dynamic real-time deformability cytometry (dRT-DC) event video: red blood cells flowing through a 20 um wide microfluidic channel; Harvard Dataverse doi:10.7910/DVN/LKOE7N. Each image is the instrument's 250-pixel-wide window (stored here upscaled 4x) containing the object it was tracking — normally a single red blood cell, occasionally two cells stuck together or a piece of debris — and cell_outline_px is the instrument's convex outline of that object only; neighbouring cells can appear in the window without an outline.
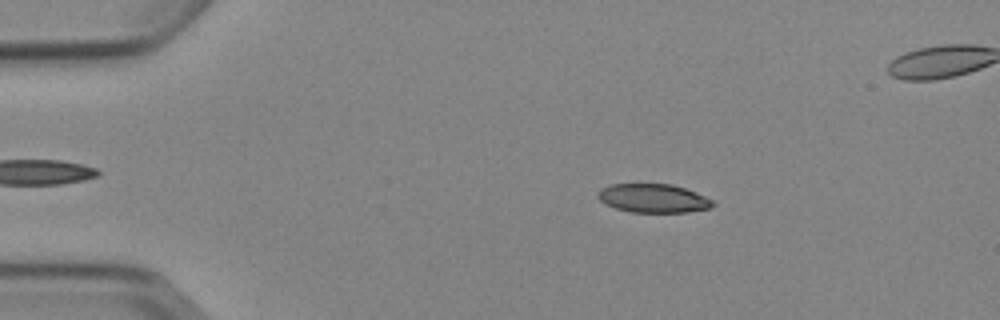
{"species": "Egyptian fruit bat (a non-hibernating species)", "species_latin": "Rousettus aegyptiacus", "temperature_condition": "cold", "stored_images_in_passage": 5, "camera_frame_rate_fps": 3000, "um_per_image_px": 0.085, "animal": {"sex": "female"}, "frame": {"image": 1, "passage_image": 2, "time_ms": 1.333, "image_size_px": [1000, 320], "cell_outline_px": [[716, 204], [712, 208], [688, 212], [632, 212], [616, 208], [604, 204], [596, 196], [596, 192], [600, 188], [612, 184], [672, 184], [696, 192], [712, 200]], "centroid_in_image_um": [55.51, 16.85], "position_along_channel_um": 29.5, "area_um2": 19.36}}
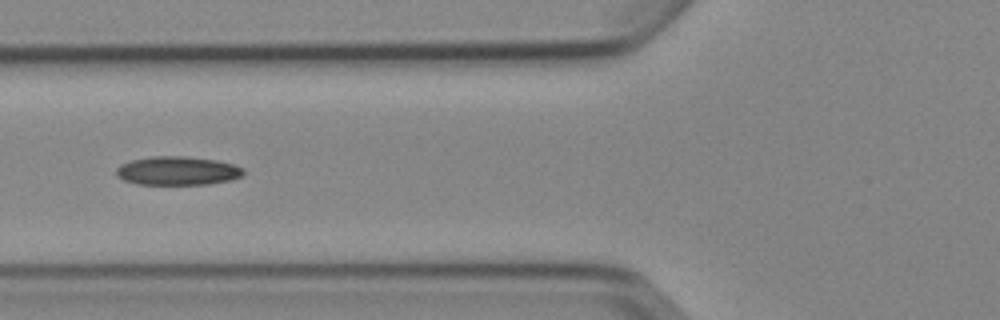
{"frame": {"image": 2, "passage_image": 5, "time_ms": 5.0, "image_size_px": [1000, 320], "cell_outline_px": [[244, 172], [240, 176], [232, 180], [208, 184], [136, 184], [124, 180], [116, 176], [116, 168], [120, 164], [132, 160], [152, 156], [184, 156], [216, 160], [232, 164], [244, 168]], "centroid_in_image_um": [15.07, 14.52], "position_along_channel_um": 110.7, "area_um2": 21.27}}